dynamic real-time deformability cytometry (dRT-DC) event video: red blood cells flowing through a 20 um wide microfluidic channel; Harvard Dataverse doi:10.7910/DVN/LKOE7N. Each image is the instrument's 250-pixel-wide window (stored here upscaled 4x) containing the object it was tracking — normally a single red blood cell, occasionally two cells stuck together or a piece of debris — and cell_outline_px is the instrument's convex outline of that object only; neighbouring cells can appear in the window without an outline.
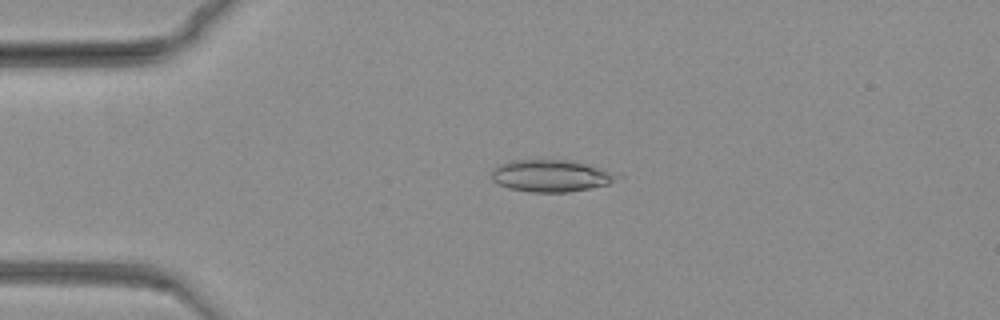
{"species": "common noctule bat (a hibernating species)", "species_latin": "Nyctalus noctula", "temperature_condition": "warm", "stored_images_in_passage": 72, "camera_frame_rate_fps": 3000, "um_per_image_px": 0.085, "animal": {"sex": "female", "body_mass_g": 19.3, "forearm_length_mm": 54.1}, "frame": {"image": 1, "passage_image": 9, "time_ms": 2.667, "image_size_px": [1000, 320], "cell_outline_px": [[624, 176], [608, 184], [568, 192], [528, 192], [508, 188], [496, 184], [492, 180], [492, 168], [508, 160], [564, 160], [624, 172]], "centroid_in_image_um": [46.88, 14.94], "position_along_channel_um": 38.1, "area_um2": 23.81}}
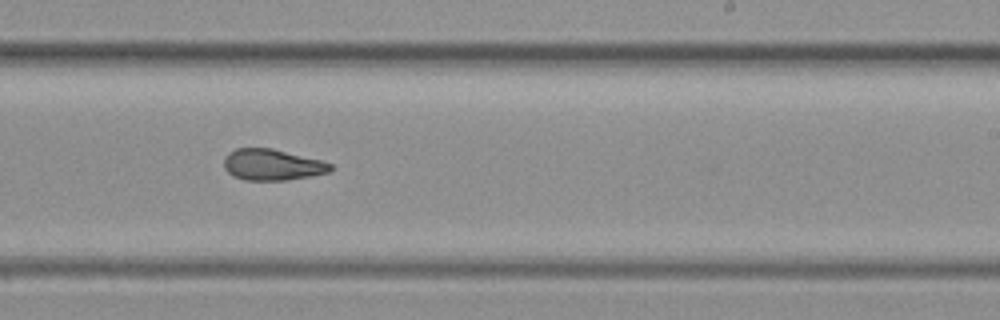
{"frame": {"image": 2, "passage_image": 40, "time_ms": 13.0, "image_size_px": [1000, 320], "cell_outline_px": [[332, 168], [328, 172], [312, 176], [288, 180], [244, 180], [232, 176], [224, 168], [224, 156], [228, 152], [236, 148], [272, 148], [320, 160], [332, 164]], "centroid_in_image_um": [23.1, 14.0], "position_along_channel_um": 265.9, "area_um2": 19.42}}
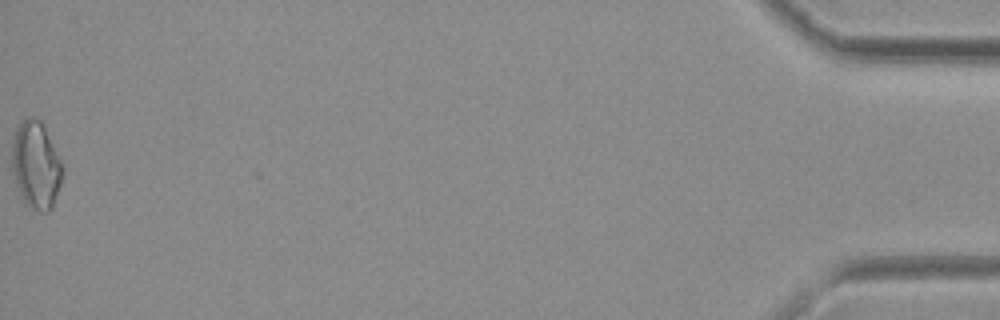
{"frame": {"image": 3, "passage_image": 72, "time_ms": 23.667, "image_size_px": [1000, 320], "cell_outline_px": [[64, 168], [60, 184], [52, 208], [48, 212], [44, 212], [32, 208], [24, 200], [16, 184], [12, 168], [12, 144], [16, 128], [28, 116], [36, 116], [44, 124]], "centroid_in_image_um": [3.07, 13.99], "position_along_channel_um": 432.1, "area_um2": 25.55}}